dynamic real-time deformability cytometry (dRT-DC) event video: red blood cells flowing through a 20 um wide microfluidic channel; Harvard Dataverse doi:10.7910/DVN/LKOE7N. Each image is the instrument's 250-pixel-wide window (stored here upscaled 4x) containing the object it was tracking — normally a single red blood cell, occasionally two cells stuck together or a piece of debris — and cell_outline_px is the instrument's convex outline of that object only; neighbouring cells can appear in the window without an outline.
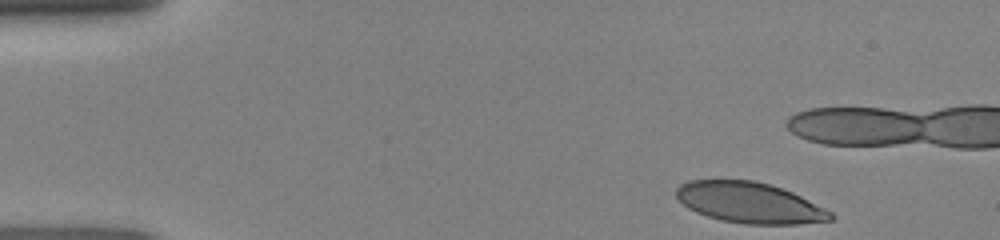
{"species": "human", "species_latin": "Homo sapiens", "temperature_condition": "room temperature", "stored_images_in_passage": 34, "camera_frame_rate_fps": 3000, "um_per_image_px": 0.085, "donor": {"sex": "female"}, "frame": {"image": 1, "passage_image": 1, "time_ms": 0.0, "image_size_px": [1000, 240], "cell_outline_px": [[836, 216], [832, 220], [800, 224], [744, 224], [720, 220], [696, 212], [688, 208], [676, 196], [676, 188], [680, 184], [688, 180], [752, 180], [768, 184], [792, 192], [832, 212]], "centroid_in_image_um": [63.71, 17.23], "position_along_channel_um": 21.3, "area_um2": 36.53}}
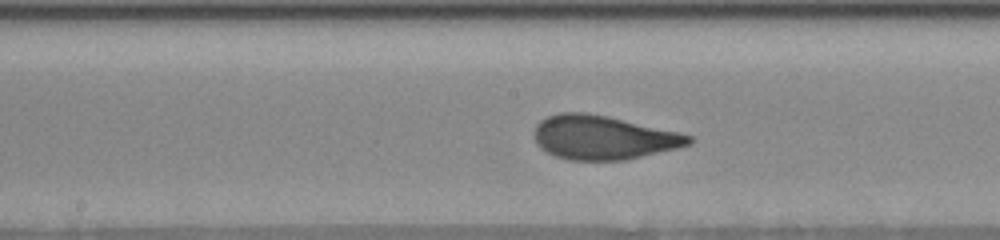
{"frame": {"image": 2, "passage_image": 20, "time_ms": 6.333, "image_size_px": [1000, 240], "cell_outline_px": [[696, 140], [692, 144], [676, 148], [624, 160], [568, 160], [556, 156], [540, 148], [536, 144], [532, 136], [532, 132], [536, 124], [540, 120], [548, 116], [560, 112], [584, 112], [608, 116], [680, 132], [692, 136]], "centroid_in_image_um": [51.24, 11.68], "position_along_channel_um": 197.0, "area_um2": 39.88}}
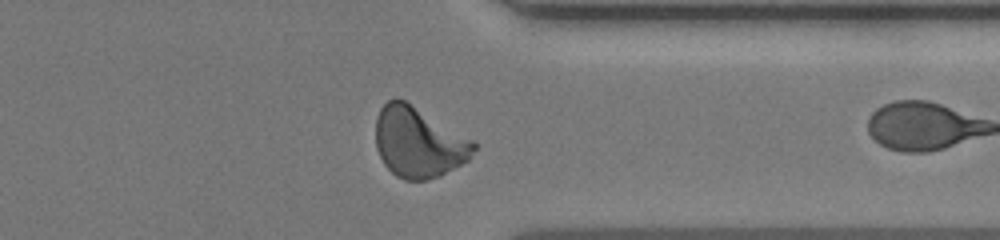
{"frame": {"image": 3, "passage_image": 33, "time_ms": 10.667, "image_size_px": [1000, 240], "cell_outline_px": [[476, 148], [468, 160], [440, 176], [424, 180], [404, 180], [396, 176], [384, 164], [376, 148], [376, 116], [380, 108], [388, 100], [396, 96], [404, 100], [472, 140], [476, 144]], "centroid_in_image_um": [35.54, 12.1], "position_along_channel_um": 375.9, "area_um2": 39.88}}